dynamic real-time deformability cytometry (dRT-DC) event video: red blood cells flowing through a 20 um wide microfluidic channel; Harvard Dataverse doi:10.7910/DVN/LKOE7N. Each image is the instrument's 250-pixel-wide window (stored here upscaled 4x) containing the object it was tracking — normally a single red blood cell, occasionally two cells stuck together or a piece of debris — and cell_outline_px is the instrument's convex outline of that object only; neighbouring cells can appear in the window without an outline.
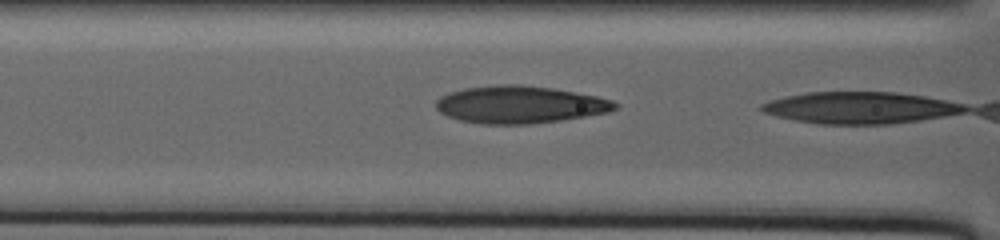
{"species": "human", "species_latin": "Homo sapiens", "temperature_condition": "warm", "stored_images_in_passage": 7, "camera_frame_rate_fps": 3000, "um_per_image_px": 0.085, "donor": {"sex": "male"}, "frame": {"image": 1, "passage_image": 6, "time_ms": 1.667, "image_size_px": [1000, 240], "cell_outline_px": [[620, 104], [616, 108], [608, 112], [560, 120], [528, 124], [480, 124], [460, 120], [448, 116], [440, 112], [436, 108], [436, 100], [440, 96], [448, 92], [464, 88], [496, 84], [520, 84], [552, 88], [596, 96], [612, 100]], "centroid_in_image_um": [44.15, 8.88], "position_along_channel_um": 122.5, "area_um2": 39.02}}